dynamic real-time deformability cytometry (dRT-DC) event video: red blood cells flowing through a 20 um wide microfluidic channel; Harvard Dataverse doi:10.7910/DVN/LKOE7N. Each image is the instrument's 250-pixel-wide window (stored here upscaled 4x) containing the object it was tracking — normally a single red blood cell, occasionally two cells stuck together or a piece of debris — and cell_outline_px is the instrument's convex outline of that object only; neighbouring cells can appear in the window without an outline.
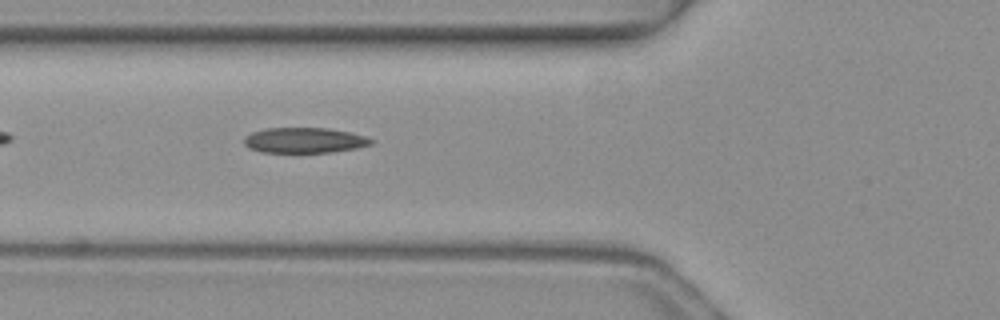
{"species": "common noctule bat (a hibernating species)", "species_latin": "Nyctalus noctula", "temperature_condition": "warm", "stored_images_in_passage": 2, "camera_frame_rate_fps": 3000, "um_per_image_px": 0.085, "animal": {"sex": "female", "body_mass_g": 19.3, "forearm_length_mm": 54.1}, "frame": {"image": 1, "passage_image": 2, "time_ms": 0.333, "image_size_px": [1000, 320], "cell_outline_px": [[372, 144], [356, 148], [332, 152], [260, 152], [248, 148], [244, 144], [244, 140], [252, 132], [268, 128], [328, 128], [348, 132], [364, 136], [372, 140]], "centroid_in_image_um": [25.85, 11.93], "position_along_channel_um": 99.9, "area_um2": 18.55}}